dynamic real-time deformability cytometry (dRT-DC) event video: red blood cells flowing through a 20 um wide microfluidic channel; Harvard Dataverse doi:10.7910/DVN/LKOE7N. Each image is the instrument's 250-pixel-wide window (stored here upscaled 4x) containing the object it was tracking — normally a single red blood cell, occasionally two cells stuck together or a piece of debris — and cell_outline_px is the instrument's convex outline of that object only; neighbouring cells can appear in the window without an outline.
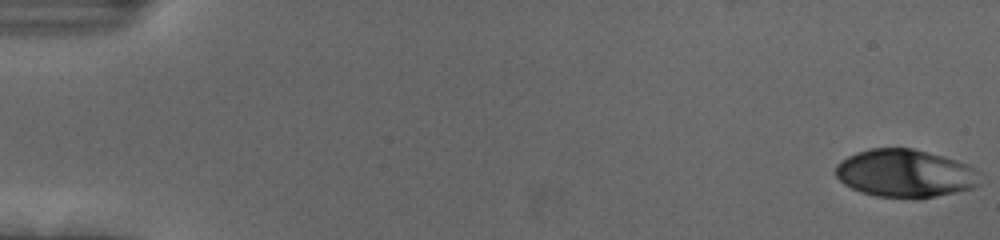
{"species": "human", "species_latin": "Homo sapiens", "temperature_condition": "cold", "stored_images_in_passage": 55, "camera_frame_rate_fps": 3000, "um_per_image_px": 0.085, "donor": {"sex": "female"}, "frame": {"image": 1, "passage_image": 1, "time_ms": 0.0, "image_size_px": [1000, 240], "cell_outline_px": [[980, 184], [972, 188], [956, 192], [936, 196], [876, 196], [860, 192], [844, 184], [836, 176], [836, 164], [840, 160], [856, 152], [872, 148], [912, 148], [968, 164], [980, 172]], "centroid_in_image_um": [76.93, 14.72], "position_along_channel_um": 8.1, "area_um2": 39.77}}
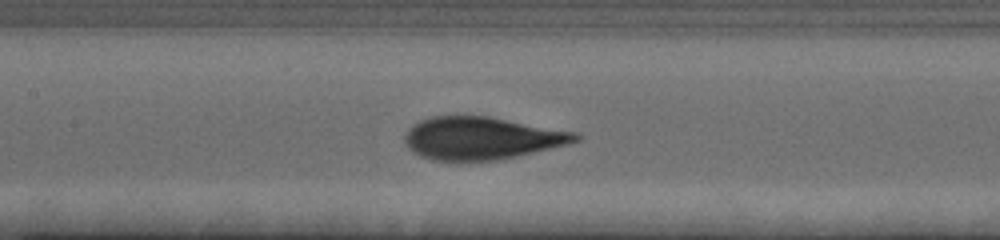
{"frame": {"image": 2, "passage_image": 27, "time_ms": 8.667, "image_size_px": [1000, 240], "cell_outline_px": [[580, 140], [568, 144], [516, 156], [496, 160], [432, 160], [420, 156], [408, 148], [404, 140], [404, 136], [408, 128], [412, 124], [420, 120], [432, 116], [488, 116], [576, 132], [580, 136]], "centroid_in_image_um": [40.9, 11.74], "position_along_channel_um": 166.5, "area_um2": 42.14}}
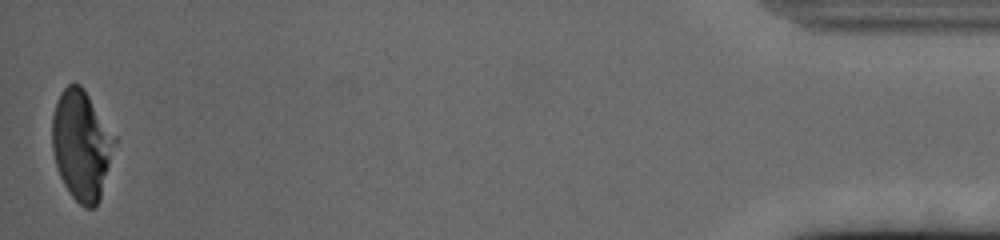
{"frame": {"image": 3, "passage_image": 55, "time_ms": 18.0, "image_size_px": [1000, 240], "cell_outline_px": [[116, 140], [100, 200], [92, 208], [84, 208], [72, 196], [64, 184], [60, 176], [52, 152], [52, 116], [56, 100], [60, 92], [68, 84], [80, 84], [84, 88], [116, 136]], "centroid_in_image_um": [6.92, 12.3], "position_along_channel_um": 428.3, "area_um2": 40.0}, "authors_computed_cell_mechanics": {"area_um2": 42.1362, "velocity_mm_per_s": 3.6973, "shape_relaxation_time_tau1_ms": 4.106, "shape_relaxation_time_tau2_ms": 0.9724, "deformation_change_tau1": 0.2067, "deformation_change_tau2": 0.0729}}